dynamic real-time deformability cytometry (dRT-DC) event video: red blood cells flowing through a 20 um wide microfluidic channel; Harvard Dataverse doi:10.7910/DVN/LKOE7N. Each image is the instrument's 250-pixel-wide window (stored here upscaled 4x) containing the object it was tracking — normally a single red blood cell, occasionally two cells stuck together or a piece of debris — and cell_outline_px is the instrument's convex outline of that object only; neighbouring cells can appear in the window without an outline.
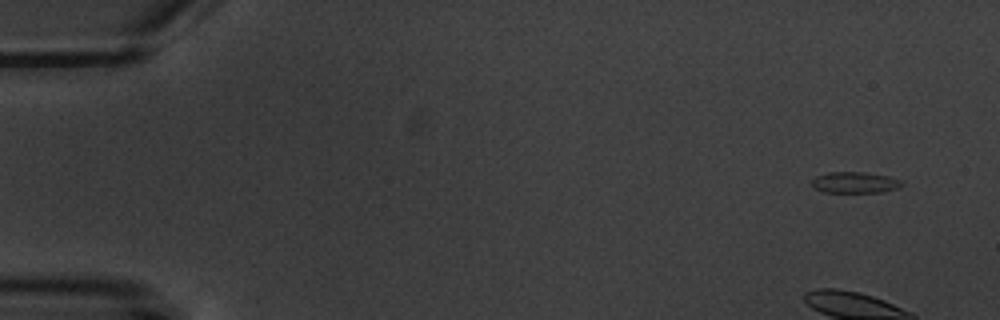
{"species": "common noctule bat (a hibernating species)", "species_latin": "Nyctalus noctula", "temperature_condition": "warm", "stored_images_in_passage": 5, "camera_frame_rate_fps": 3000, "um_per_image_px": 0.085, "animal": {"sex": "male", "body_mass_g": 20.1, "forearm_length_mm": 53.5}, "frame": {"image": 1, "passage_image": 1, "time_ms": 0.0, "image_size_px": [1000, 320], "cell_outline_px": [[904, 184], [896, 188], [880, 192], [824, 192], [816, 188], [812, 184], [812, 180], [816, 176], [828, 172], [864, 172], [888, 176], [900, 180]], "centroid_in_image_um": [72.66, 15.5], "position_along_channel_um": 12.3, "area_um2": 10.92}}